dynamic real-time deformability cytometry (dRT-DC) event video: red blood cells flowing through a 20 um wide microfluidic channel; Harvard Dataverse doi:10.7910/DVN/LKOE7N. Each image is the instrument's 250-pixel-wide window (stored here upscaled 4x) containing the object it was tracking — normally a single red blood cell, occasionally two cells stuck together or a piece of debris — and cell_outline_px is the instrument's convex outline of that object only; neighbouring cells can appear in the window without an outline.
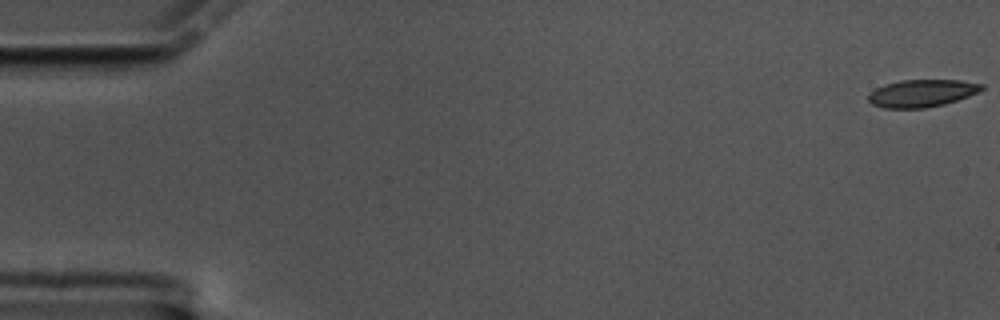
{"species": "common noctule bat (a hibernating species)", "species_latin": "Nyctalus noctula", "temperature_condition": "cold", "stored_images_in_passage": 61, "camera_frame_rate_fps": 3000, "um_per_image_px": 0.085, "animal": {"sex": "male", "body_mass_g": 17.5, "forearm_length_mm": 52.3}, "frame": {"image": 1, "passage_image": 1, "time_ms": 0.0, "image_size_px": [1000, 320], "cell_outline_px": [[984, 88], [968, 96], [944, 104], [924, 108], [884, 108], [872, 104], [868, 100], [868, 92], [884, 84], [900, 80], [960, 80], [984, 84]], "centroid_in_image_um": [78.31, 7.92], "position_along_channel_um": 6.7, "area_um2": 18.09}}
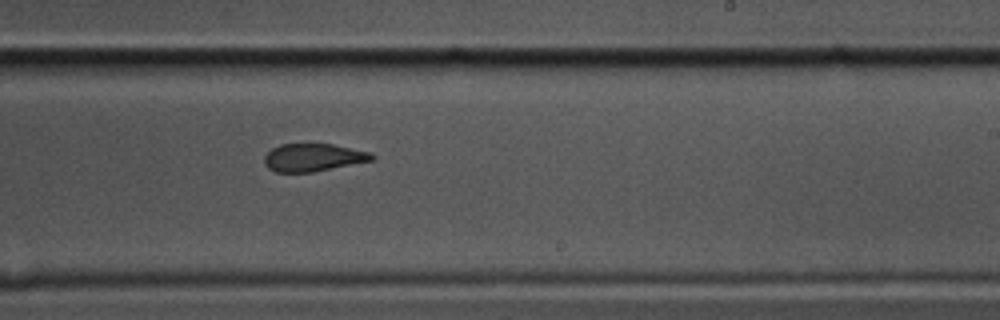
{"frame": {"image": 2, "passage_image": 37, "time_ms": 12.0, "image_size_px": [1000, 320], "cell_outline_px": [[376, 160], [312, 172], [276, 172], [268, 168], [264, 164], [264, 156], [272, 148], [280, 144], [332, 144], [372, 152], [376, 156]], "centroid_in_image_um": [26.66, 13.38], "position_along_channel_um": 262.3, "area_um2": 17.57}}
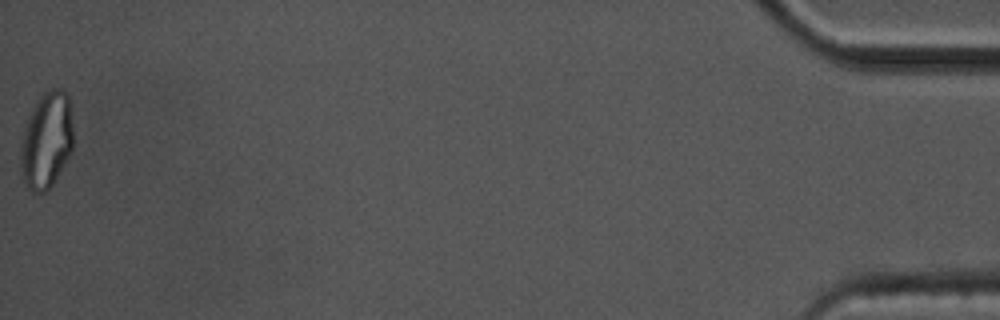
{"frame": {"image": 3, "passage_image": 61, "time_ms": 20.0, "image_size_px": [1000, 320], "cell_outline_px": [[72, 152], [52, 184], [44, 192], [32, 192], [28, 188], [20, 172], [20, 144], [24, 128], [28, 116], [36, 100], [44, 92], [52, 88], [64, 88], [68, 92], [72, 128]], "centroid_in_image_um": [3.94, 11.89], "position_along_channel_um": 431.3, "area_um2": 29.82}, "authors_computed_cell_mechanics": {"area_um2": 19.1318, "velocity_mm_per_s": 3.3388, "shape_relaxation_time_tau1_ms": 11.2545, "shape_relaxation_time_tau2_ms": 1.9907, "deformation_change_tau1": 0.2082, "deformation_change_tau2": 0.0985}}